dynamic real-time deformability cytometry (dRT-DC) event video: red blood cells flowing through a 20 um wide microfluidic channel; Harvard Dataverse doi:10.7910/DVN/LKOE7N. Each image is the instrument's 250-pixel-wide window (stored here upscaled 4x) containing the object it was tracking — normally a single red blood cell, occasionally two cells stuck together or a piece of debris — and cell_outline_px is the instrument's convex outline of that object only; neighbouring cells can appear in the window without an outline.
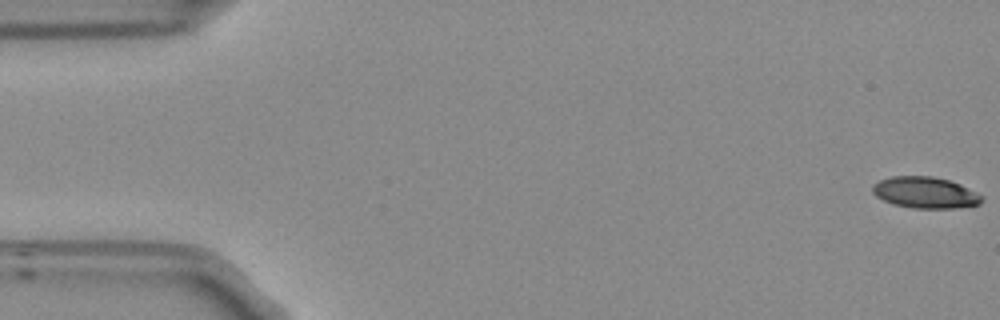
{"species": "Egyptian fruit bat (a non-hibernating species)", "species_latin": "Rousettus aegyptiacus", "temperature_condition": "room temperature", "stored_images_in_passage": 55, "segment_of_instrument_passage": [1, 2], "camera_frame_rate_fps": 3000, "um_per_image_px": 0.085, "frame": {"image": 1, "passage_image": 1, "time_ms": 0.0, "image_size_px": [1000, 320], "cell_outline_px": [[984, 200], [980, 204], [956, 208], [912, 208], [892, 204], [876, 196], [872, 192], [872, 184], [880, 180], [892, 176], [932, 176], [948, 180], [960, 184], [984, 196]], "centroid_in_image_um": [78.65, 16.37], "position_along_channel_um": 6.4, "area_um2": 20.06}}
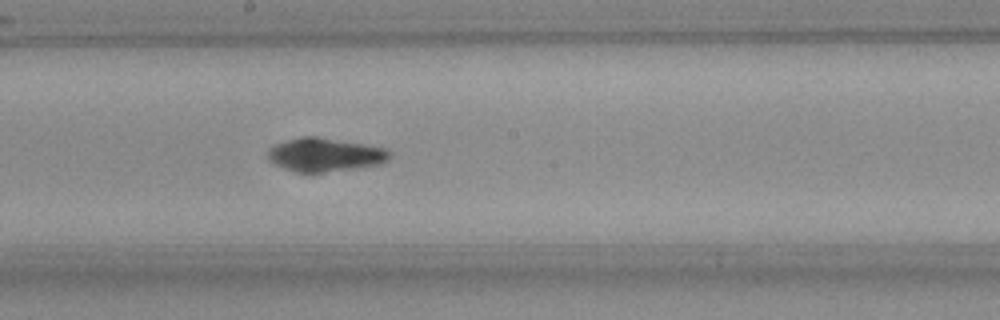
{"frame": {"image": 2, "passage_image": 29, "time_ms": 9.333, "image_size_px": [1000, 320], "cell_outline_px": [[392, 156], [388, 160], [380, 164], [324, 172], [296, 172], [284, 168], [268, 160], [268, 148], [272, 144], [284, 140], [300, 136], [320, 136], [388, 148], [392, 152]], "centroid_in_image_um": [27.62, 13.12], "position_along_channel_um": 220.6, "area_um2": 24.16}}
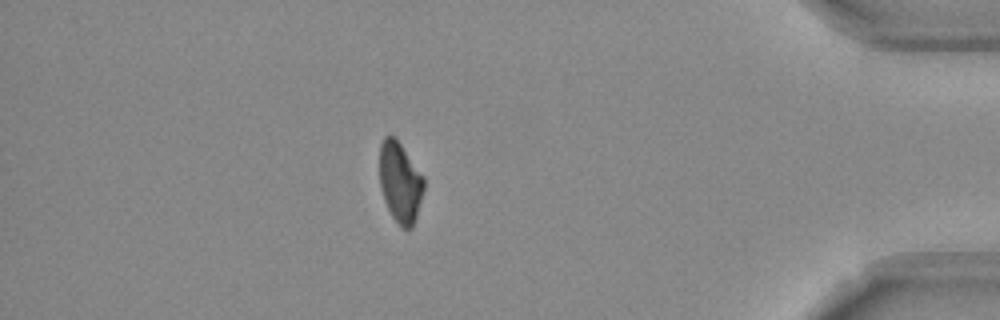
{"frame": {"image": 3, "passage_image": 47, "time_ms": 15.333, "image_size_px": [1000, 320], "cell_outline_px": [[424, 188], [416, 216], [412, 228], [400, 228], [392, 216], [384, 200], [380, 184], [380, 144], [384, 136], [396, 136], [424, 176]], "centroid_in_image_um": [34.01, 15.46], "position_along_channel_um": 401.2, "area_um2": 20.87}}